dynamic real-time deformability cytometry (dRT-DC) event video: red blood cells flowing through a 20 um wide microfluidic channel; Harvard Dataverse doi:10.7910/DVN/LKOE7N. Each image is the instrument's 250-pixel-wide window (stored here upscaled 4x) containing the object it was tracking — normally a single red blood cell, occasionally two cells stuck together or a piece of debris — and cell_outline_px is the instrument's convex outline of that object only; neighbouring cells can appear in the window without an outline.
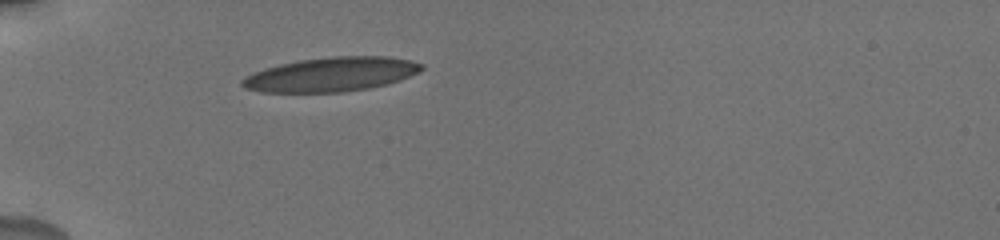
{"species": "human", "species_latin": "Homo sapiens", "temperature_condition": "cold", "stored_images_in_passage": 35, "camera_frame_rate_fps": 3000, "um_per_image_px": 0.085, "donor": {"sex": "male"}, "frame": {"image": 1, "passage_image": 1, "time_ms": 0.0, "image_size_px": [1000, 240], "cell_outline_px": [[424, 68], [420, 72], [400, 80], [388, 84], [368, 88], [344, 92], [260, 92], [244, 88], [240, 84], [240, 80], [244, 76], [252, 72], [264, 68], [280, 64], [300, 60], [332, 56], [388, 56], [412, 60], [424, 64]], "centroid_in_image_um": [28.16, 6.32], "position_along_channel_um": 56.8, "area_um2": 36.18}}
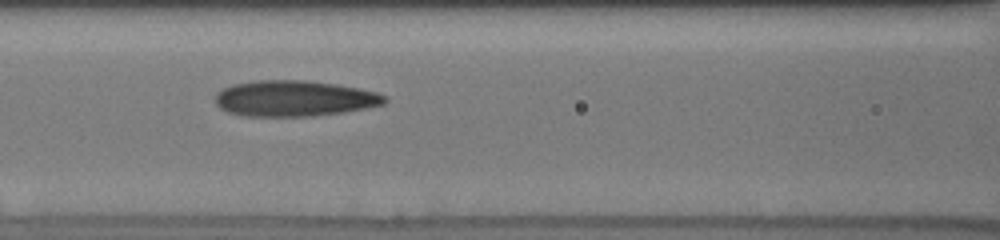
{"frame": {"image": 2, "passage_image": 9, "time_ms": 2.667, "image_size_px": [1000, 240], "cell_outline_px": [[388, 100], [384, 104], [368, 108], [344, 112], [312, 116], [244, 116], [228, 112], [220, 108], [216, 104], [216, 92], [232, 84], [256, 80], [308, 80], [336, 84], [376, 92], [384, 96]], "centroid_in_image_um": [25.0, 8.37], "position_along_channel_um": 141.6, "area_um2": 35.49}}
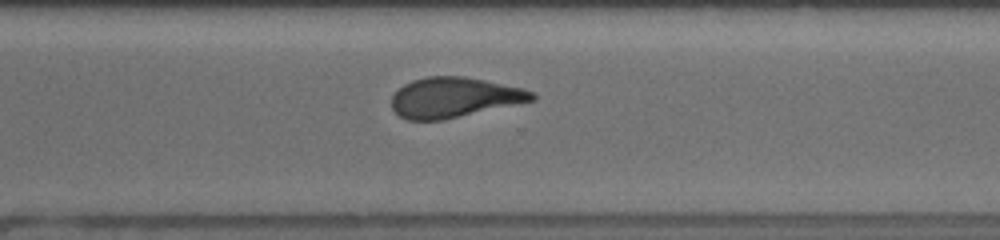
{"frame": {"image": 3, "passage_image": 25, "time_ms": 7.667, "image_size_px": [1000, 240], "cell_outline_px": [[536, 100], [444, 120], [408, 120], [400, 116], [392, 108], [392, 96], [404, 84], [412, 80], [428, 76], [464, 76], [484, 80], [520, 88], [532, 92], [536, 96]], "centroid_in_image_um": [38.59, 8.29], "position_along_channel_um": 332.0, "area_um2": 32.66}, "authors_computed_cell_mechanics": {"area_um2": 34.5066, "velocity_mm_per_s": 3.8176, "shape_relaxation_time_tau1_ms": null, "shape_relaxation_time_tau2_ms": 1.962, "deformation_change_tau1": null, "deformation_change_tau2": 0.1041}}